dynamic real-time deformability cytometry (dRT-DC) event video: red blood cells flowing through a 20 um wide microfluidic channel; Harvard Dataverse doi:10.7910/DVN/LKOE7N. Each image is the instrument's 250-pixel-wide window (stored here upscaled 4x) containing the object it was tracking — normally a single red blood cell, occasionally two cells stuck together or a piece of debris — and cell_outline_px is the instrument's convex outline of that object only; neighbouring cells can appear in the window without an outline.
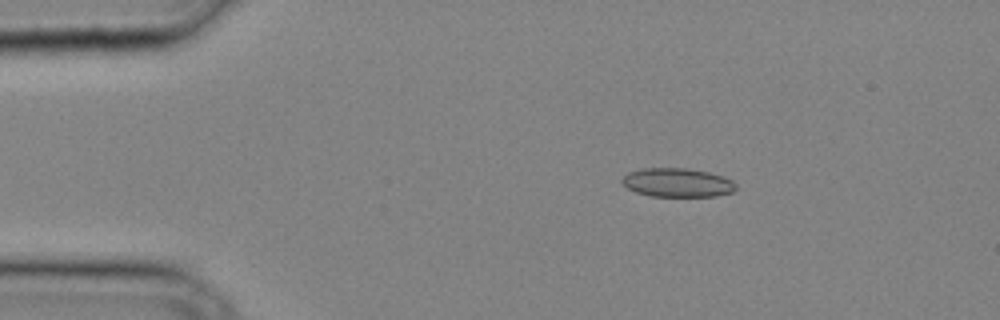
{"species": "common noctule bat (a hibernating species)", "species_latin": "Nyctalus noctula", "temperature_condition": "cold", "stored_images_in_passage": 36, "camera_frame_rate_fps": 3000, "um_per_image_px": 0.085, "animal": {"sex": "male", "body_mass_g": 20.4}, "frame": {"image": 1, "passage_image": 7, "time_ms": 2.0, "image_size_px": [1000, 320], "cell_outline_px": [[736, 188], [732, 192], [716, 196], [652, 196], [636, 192], [628, 188], [620, 180], [628, 172], [644, 168], [684, 168], [708, 172], [732, 180], [736, 184]], "centroid_in_image_um": [57.57, 15.52], "position_along_channel_um": 27.4, "area_um2": 18.96}}
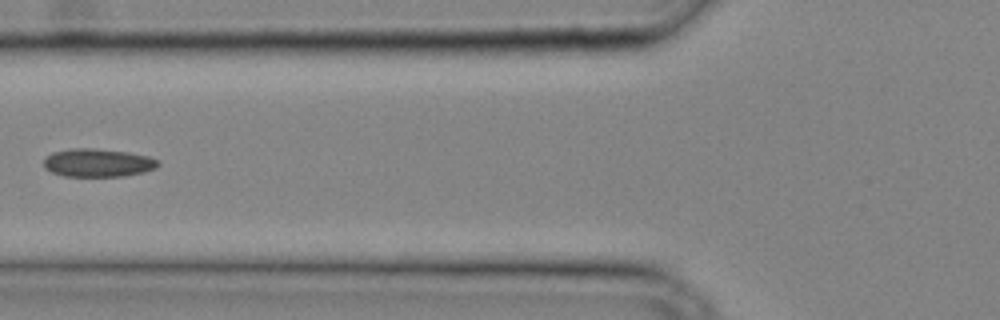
{"frame": {"image": 2, "passage_image": 15, "time_ms": 4.667, "image_size_px": [1000, 320], "cell_outline_px": [[160, 164], [156, 168], [144, 172], [124, 176], [64, 176], [52, 172], [44, 168], [44, 160], [52, 152], [72, 148], [92, 148], [128, 152], [148, 156], [160, 160]], "centroid_in_image_um": [8.35, 13.83], "position_along_channel_um": 117.5, "area_um2": 18.84}}
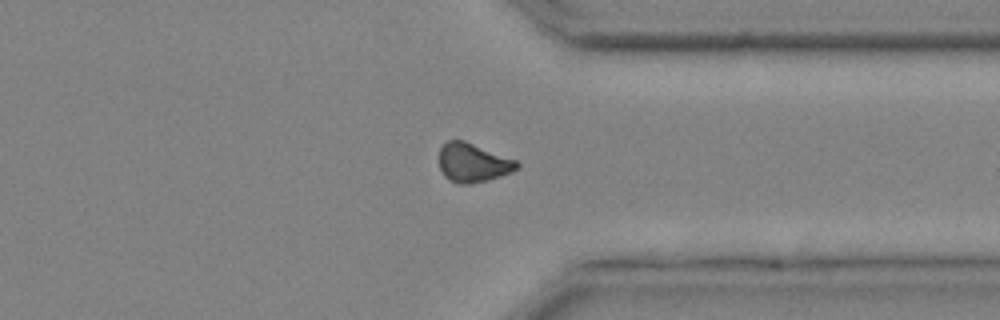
{"frame": {"image": 3, "passage_image": 29, "time_ms": 9.333, "image_size_px": [1000, 320], "cell_outline_px": [[520, 168], [512, 172], [488, 180], [468, 184], [456, 184], [448, 180], [444, 176], [440, 168], [440, 148], [448, 140], [464, 140], [516, 160], [520, 164]], "centroid_in_image_um": [40.21, 13.84], "position_along_channel_um": 371.2, "area_um2": 17.69}}